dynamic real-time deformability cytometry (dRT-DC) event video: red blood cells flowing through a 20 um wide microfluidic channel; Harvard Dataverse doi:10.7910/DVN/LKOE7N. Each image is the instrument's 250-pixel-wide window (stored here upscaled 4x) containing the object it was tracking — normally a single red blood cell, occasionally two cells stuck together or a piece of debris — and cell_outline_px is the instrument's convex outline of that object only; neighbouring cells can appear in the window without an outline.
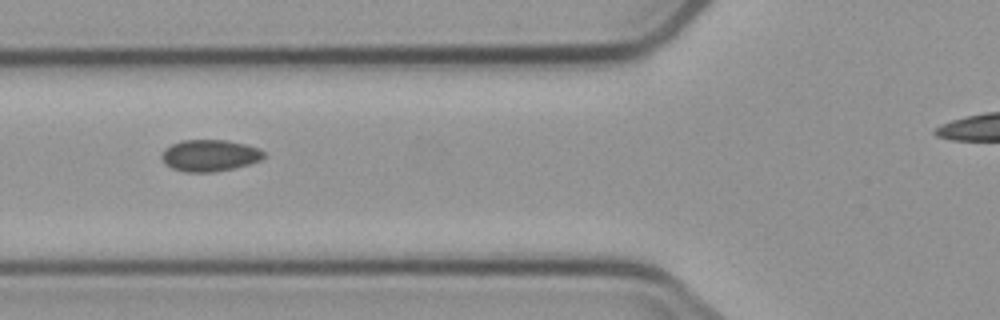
{"species": "common noctule bat (a hibernating species)", "species_latin": "Nyctalus noctula", "temperature_condition": "cold", "stored_images_in_passage": 7, "camera_frame_rate_fps": 3000, "um_per_image_px": 0.085, "animal": {"sex": "male", "body_mass_g": 23.1, "forearm_length_mm": 52.7}, "frame": {"image": 1, "passage_image": 5, "time_ms": 4.333, "image_size_px": [1000, 320], "cell_outline_px": [[264, 156], [260, 160], [248, 164], [232, 168], [212, 172], [184, 172], [172, 168], [160, 156], [164, 148], [172, 144], [184, 140], [228, 140], [260, 148], [264, 152]], "centroid_in_image_um": [17.82, 13.21], "position_along_channel_um": 108.0, "area_um2": 18.67}}
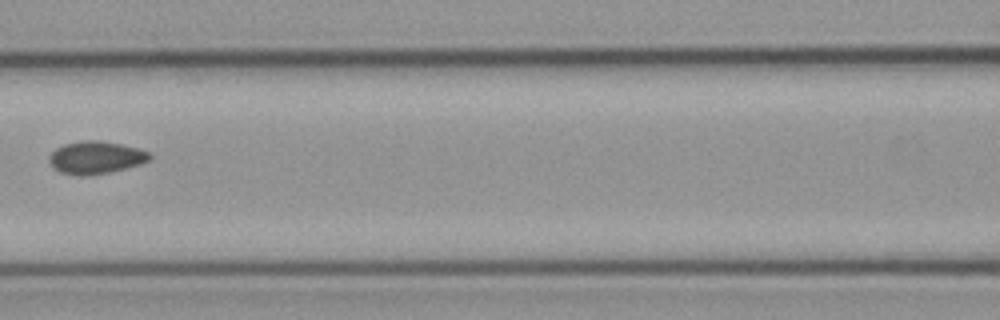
{"frame": {"image": 2, "passage_image": 6, "time_ms": 5.667, "image_size_px": [1000, 320], "cell_outline_px": [[152, 156], [148, 160], [140, 164], [108, 172], [80, 176], [60, 172], [48, 160], [48, 156], [56, 148], [64, 144], [80, 140], [100, 140], [140, 148], [148, 152]], "centroid_in_image_um": [8.13, 13.37], "position_along_channel_um": 158.5, "area_um2": 18.9}}
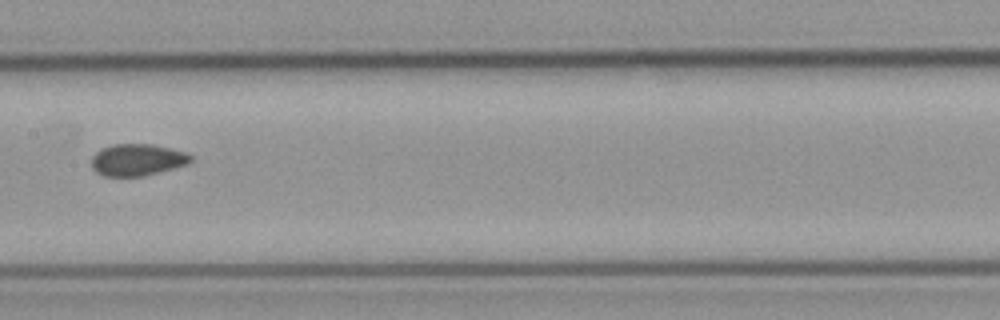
{"frame": {"image": 3, "passage_image": 7, "time_ms": 6.667, "image_size_px": [1000, 320], "cell_outline_px": [[192, 160], [188, 164], [144, 176], [104, 176], [96, 172], [92, 168], [92, 156], [100, 148], [112, 144], [152, 144], [188, 152], [192, 156]], "centroid_in_image_um": [11.67, 13.57], "position_along_channel_um": 195.7, "area_um2": 18.55}}